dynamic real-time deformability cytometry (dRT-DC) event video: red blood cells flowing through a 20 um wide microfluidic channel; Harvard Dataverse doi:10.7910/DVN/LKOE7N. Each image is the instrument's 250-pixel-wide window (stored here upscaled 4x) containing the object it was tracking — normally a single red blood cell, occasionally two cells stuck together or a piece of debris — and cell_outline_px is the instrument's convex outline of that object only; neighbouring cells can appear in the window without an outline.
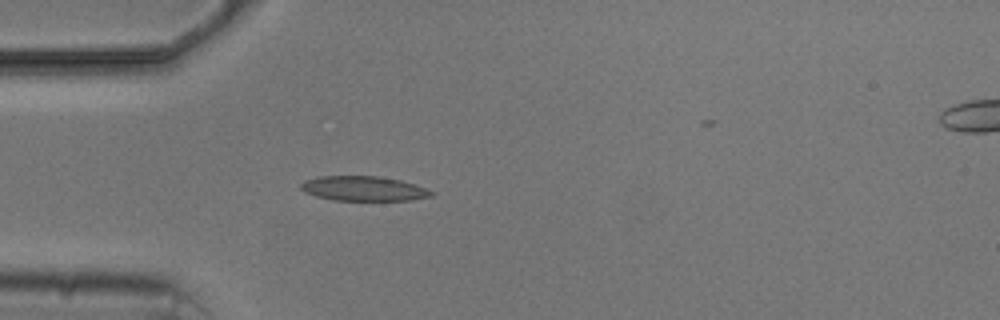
{"species": "common noctule bat (a hibernating species)", "species_latin": "Nyctalus noctula", "temperature_condition": "cold", "stored_images_in_passage": 6, "camera_frame_rate_fps": 3000, "um_per_image_px": 0.085, "animal": {"sex": "male", "body_mass_g": 20.5, "forearm_length_mm": 52.5}, "frame": {"image": 1, "passage_image": 5, "time_ms": 4.667, "image_size_px": [1000, 320], "cell_outline_px": [[436, 192], [432, 196], [412, 200], [332, 200], [316, 196], [304, 192], [300, 188], [300, 184], [304, 180], [316, 176], [376, 176], [400, 180], [416, 184]], "centroid_in_image_um": [30.9, 16.02], "position_along_channel_um": 54.1, "area_um2": 18.96}}